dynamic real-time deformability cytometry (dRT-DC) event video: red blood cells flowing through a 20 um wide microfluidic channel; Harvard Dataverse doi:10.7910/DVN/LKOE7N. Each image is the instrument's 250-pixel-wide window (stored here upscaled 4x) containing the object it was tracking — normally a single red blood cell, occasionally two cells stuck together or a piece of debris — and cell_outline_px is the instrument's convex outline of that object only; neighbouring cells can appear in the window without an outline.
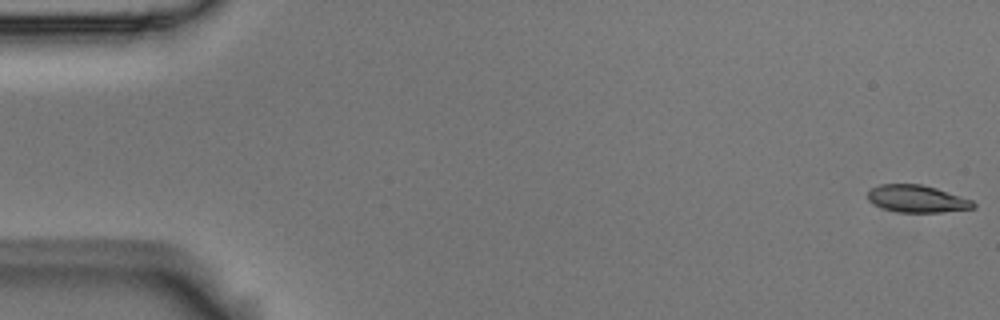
{"species": "Egyptian fruit bat (a non-hibernating species)", "species_latin": "Rousettus aegyptiacus", "temperature_condition": "room temperature", "stored_images_in_passage": 4, "camera_frame_rate_fps": 3000, "um_per_image_px": 0.085, "animal": {"sex": "male"}, "frame": {"image": 1, "passage_image": 1, "time_ms": 0.0, "image_size_px": [1000, 320], "cell_outline_px": [[976, 208], [940, 212], [896, 212], [872, 204], [868, 200], [868, 188], [880, 184], [920, 184], [936, 188], [972, 200], [976, 204]], "centroid_in_image_um": [77.91, 16.89], "position_along_channel_um": 7.1, "area_um2": 16.82}}